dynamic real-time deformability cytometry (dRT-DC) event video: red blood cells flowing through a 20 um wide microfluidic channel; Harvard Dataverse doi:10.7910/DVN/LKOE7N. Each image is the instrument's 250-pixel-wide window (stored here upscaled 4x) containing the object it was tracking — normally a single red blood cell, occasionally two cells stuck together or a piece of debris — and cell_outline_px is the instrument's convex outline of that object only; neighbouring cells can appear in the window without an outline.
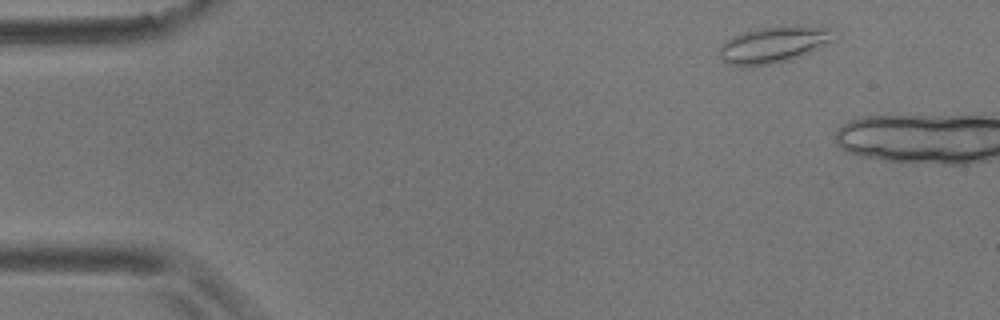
{"species": "common noctule bat (a hibernating species)", "species_latin": "Nyctalus noctula", "temperature_condition": "room temperature", "stored_images_in_passage": 3, "camera_frame_rate_fps": 3000, "um_per_image_px": 0.085, "animal": {"sex": "male", "body_mass_g": 17.9}, "frame": {"image": 1, "passage_image": 1, "time_ms": 0.0, "image_size_px": [1000, 320], "cell_outline_px": [[840, 36], [820, 48], [792, 60], [768, 64], [724, 64], [716, 48], [724, 40], [732, 36], [756, 28], [776, 24], [800, 24], [836, 28]], "centroid_in_image_um": [65.86, 3.71], "position_along_channel_um": 19.1, "area_um2": 25.43}}